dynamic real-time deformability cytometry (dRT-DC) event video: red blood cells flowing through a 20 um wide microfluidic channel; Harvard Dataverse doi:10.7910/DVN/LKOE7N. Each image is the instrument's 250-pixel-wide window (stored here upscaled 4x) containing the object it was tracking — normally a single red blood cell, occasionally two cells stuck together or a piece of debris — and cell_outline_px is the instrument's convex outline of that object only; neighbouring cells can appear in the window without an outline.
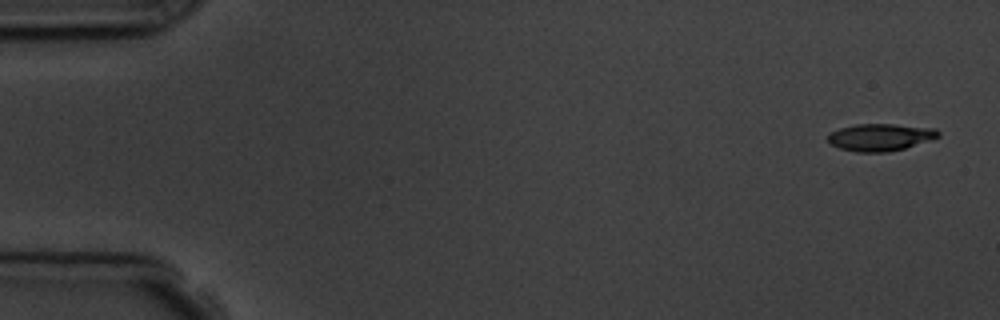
{"species": "common noctule bat (a hibernating species)", "species_latin": "Nyctalus noctula", "temperature_condition": "room temperature", "stored_images_in_passage": 5, "camera_frame_rate_fps": 3000, "um_per_image_px": 0.085, "animal": {"sex": "male", "body_mass_g": 19.5, "forearm_length_mm": 54.6}, "frame": {"image": 1, "passage_image": 1, "time_ms": 0.0, "image_size_px": [1000, 320], "cell_outline_px": [[940, 136], [904, 148], [888, 152], [856, 152], [840, 148], [832, 144], [828, 140], [828, 136], [832, 132], [840, 128], [856, 124], [892, 124], [936, 128], [940, 132]], "centroid_in_image_um": [74.84, 11.66], "position_along_channel_um": 10.2, "area_um2": 17.28}}
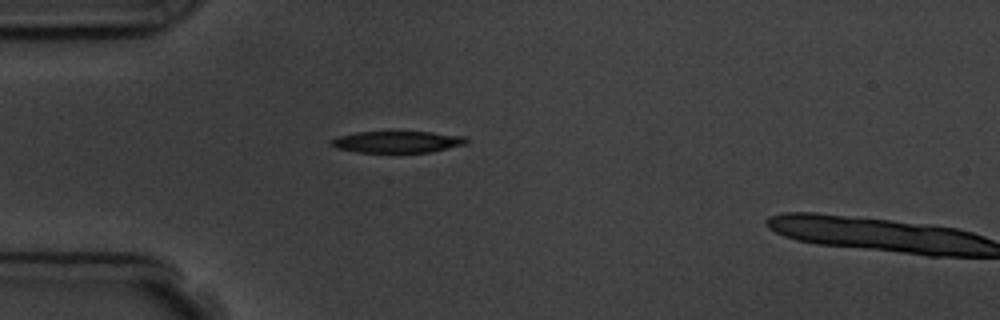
{"frame": {"image": 2, "passage_image": 4, "time_ms": 4.333, "image_size_px": [1000, 320], "cell_outline_px": [[468, 140], [464, 144], [432, 152], [356, 152], [336, 148], [328, 144], [332, 140], [340, 136], [356, 132], [428, 132], [464, 136]], "centroid_in_image_um": [33.74, 12.06], "position_along_channel_um": 51.3, "area_um2": 16.82}}